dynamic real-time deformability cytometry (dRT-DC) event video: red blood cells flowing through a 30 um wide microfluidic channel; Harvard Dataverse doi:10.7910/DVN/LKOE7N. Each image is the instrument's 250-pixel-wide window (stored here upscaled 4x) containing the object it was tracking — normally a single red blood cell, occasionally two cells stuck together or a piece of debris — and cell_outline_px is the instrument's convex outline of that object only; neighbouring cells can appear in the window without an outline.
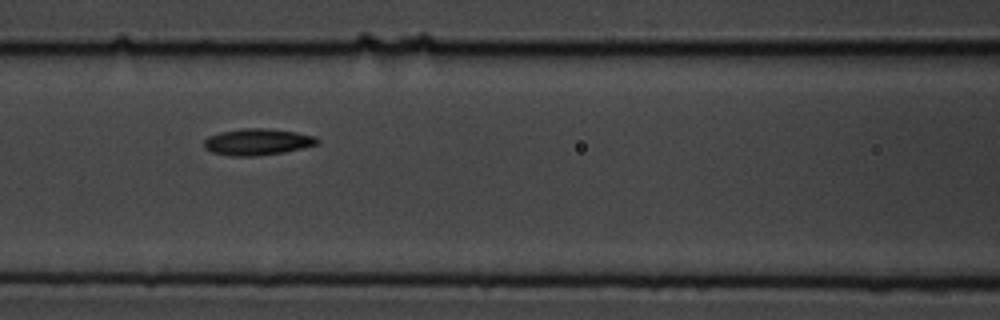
{"species": "common noctule bat (a hibernating species)", "species_latin": "Nyctalus noctula", "temperature_condition": "cold", "stored_images_in_passage": 12, "camera_frame_rate_fps": 3000, "um_per_image_px": 0.085, "animal": {"sex": "male", "body_mass_g": 19.5, "forearm_length_mm": 54.6}, "frame": {"image": 1, "passage_image": 6, "time_ms": 5.667, "image_size_px": [1000, 320], "cell_outline_px": [[320, 144], [284, 152], [256, 156], [232, 156], [212, 152], [204, 148], [204, 140], [208, 136], [220, 132], [240, 128], [268, 128], [296, 132], [316, 136], [320, 140]], "centroid_in_image_um": [21.9, 12.05], "position_along_channel_um": 144.7, "area_um2": 17.69}}
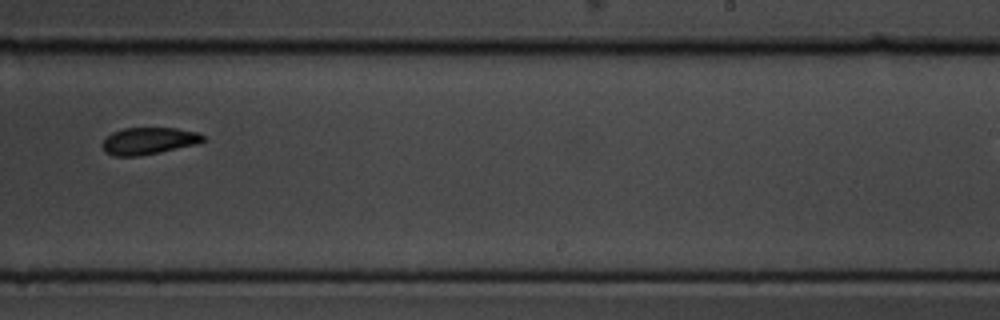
{"frame": {"image": 2, "passage_image": 9, "time_ms": 9.333, "image_size_px": [1000, 320], "cell_outline_px": [[204, 140], [200, 144], [160, 152], [136, 156], [112, 156], [104, 152], [104, 140], [112, 132], [124, 128], [176, 128], [196, 132], [204, 136]], "centroid_in_image_um": [12.66, 11.98], "position_along_channel_um": 276.3, "area_um2": 15.78}}
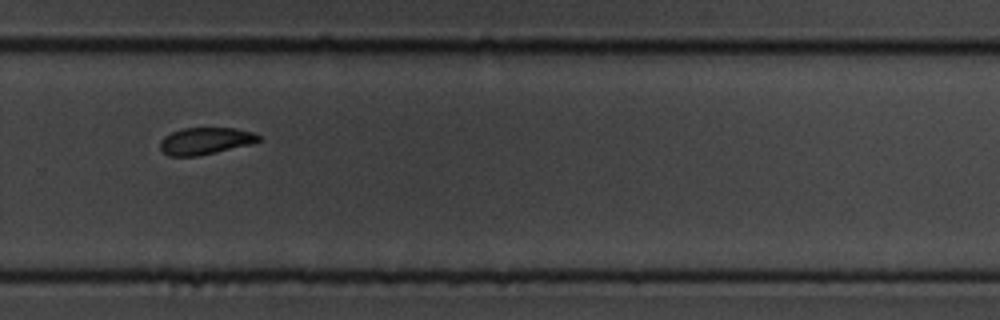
{"frame": {"image": 3, "passage_image": 10, "time_ms": 10.333, "image_size_px": [1000, 320], "cell_outline_px": [[260, 140], [252, 144], [216, 152], [196, 156], [168, 156], [160, 148], [160, 140], [164, 136], [172, 132], [184, 128], [236, 128], [256, 132], [260, 136]], "centroid_in_image_um": [17.48, 11.97], "position_along_channel_um": 312.3, "area_um2": 15.55}}